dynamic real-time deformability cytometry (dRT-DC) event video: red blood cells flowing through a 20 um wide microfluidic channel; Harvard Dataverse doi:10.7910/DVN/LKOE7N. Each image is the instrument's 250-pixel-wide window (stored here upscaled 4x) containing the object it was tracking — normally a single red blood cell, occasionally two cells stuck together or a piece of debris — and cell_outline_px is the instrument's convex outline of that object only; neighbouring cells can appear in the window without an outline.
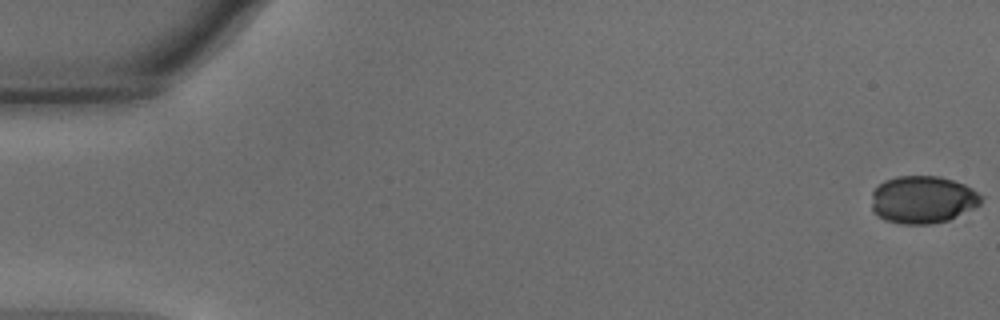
{"species": "common noctule bat (a hibernating species)", "species_latin": "Nyctalus noctula", "temperature_condition": "warm", "stored_images_in_passage": 18, "camera_frame_rate_fps": 3000, "um_per_image_px": 0.085, "animal": {"sex": "male", "body_mass_g": 15.6}, "frame": {"image": 1, "passage_image": 1, "time_ms": 0.0, "image_size_px": [1000, 320], "cell_outline_px": [[980, 204], [948, 220], [932, 224], [900, 224], [884, 220], [876, 216], [872, 212], [872, 192], [884, 180], [896, 176], [940, 176], [964, 184], [972, 188], [980, 196]], "centroid_in_image_um": [78.37, 16.97], "position_along_channel_um": 6.6, "area_um2": 30.35}}